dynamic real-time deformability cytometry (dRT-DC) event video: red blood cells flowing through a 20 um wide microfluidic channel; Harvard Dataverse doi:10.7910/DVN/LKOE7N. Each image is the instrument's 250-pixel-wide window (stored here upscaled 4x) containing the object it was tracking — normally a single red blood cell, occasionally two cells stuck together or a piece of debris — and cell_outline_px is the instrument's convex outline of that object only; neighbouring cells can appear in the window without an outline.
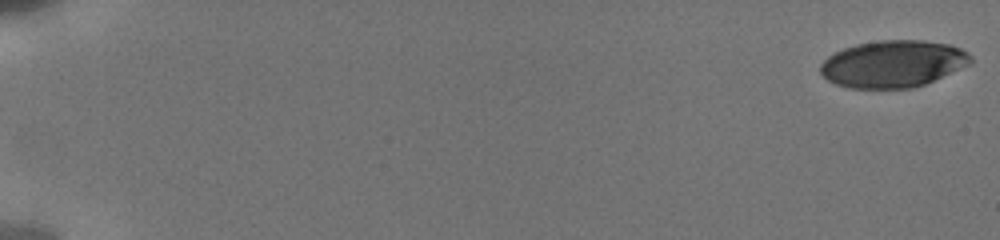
{"species": "human", "species_latin": "Homo sapiens", "temperature_condition": "cold", "stored_images_in_passage": 40, "camera_frame_rate_fps": 3000, "um_per_image_px": 0.085, "donor": {"sex": "male"}, "frame": {"image": 1, "passage_image": 1, "time_ms": 0.0, "image_size_px": [1000, 240], "cell_outline_px": [[972, 60], [968, 64], [924, 84], [912, 88], [848, 88], [836, 84], [828, 80], [820, 72], [820, 64], [828, 56], [844, 48], [856, 44], [880, 40], [924, 40], [948, 44], [960, 48], [968, 52], [972, 56]], "centroid_in_image_um": [75.88, 5.42], "position_along_channel_um": 9.1, "area_um2": 40.86}}
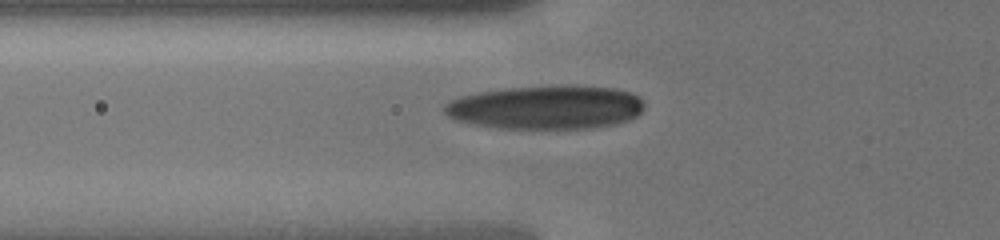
{"frame": {"image": 2, "passage_image": 23, "time_ms": 7.0, "image_size_px": [1000, 240], "cell_outline_px": [[644, 108], [636, 116], [628, 120], [616, 124], [592, 128], [500, 128], [476, 124], [456, 120], [448, 116], [444, 112], [444, 104], [448, 100], [460, 96], [480, 92], [504, 88], [552, 84], [568, 84], [616, 88], [632, 92], [644, 104]], "centroid_in_image_um": [46.42, 9.09], "position_along_channel_um": 79.4, "area_um2": 51.5}}
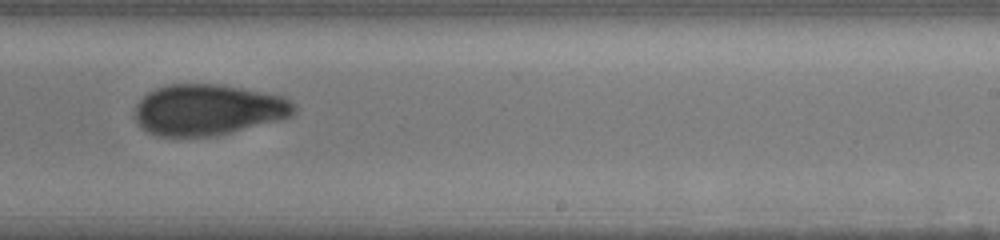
{"frame": {"image": 3, "passage_image": 39, "time_ms": 12.0, "image_size_px": [1000, 240], "cell_outline_px": [[296, 112], [292, 116], [280, 120], [216, 136], [176, 140], [156, 136], [140, 128], [136, 124], [132, 116], [136, 104], [148, 92], [156, 88], [168, 84], [220, 84], [284, 96], [292, 100], [296, 108]], "centroid_in_image_um": [17.62, 9.38], "position_along_channel_um": 271.4, "area_um2": 48.73}}